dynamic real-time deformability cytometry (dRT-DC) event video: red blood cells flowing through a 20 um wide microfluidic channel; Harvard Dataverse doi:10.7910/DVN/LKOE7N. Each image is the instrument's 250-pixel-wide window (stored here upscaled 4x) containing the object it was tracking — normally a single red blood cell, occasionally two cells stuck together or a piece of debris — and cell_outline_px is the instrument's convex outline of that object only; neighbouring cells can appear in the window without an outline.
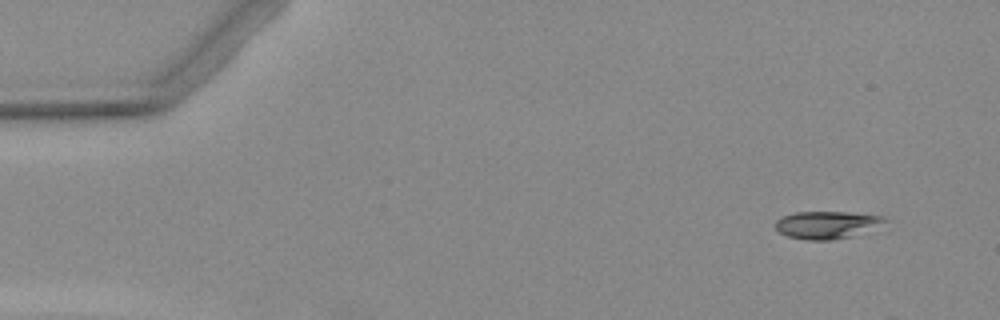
{"species": "Egyptian fruit bat (a non-hibernating species)", "species_latin": "Rousettus aegyptiacus", "temperature_condition": "warm", "stored_images_in_passage": 4, "camera_frame_rate_fps": 3000, "um_per_image_px": 0.085, "animal": {"sex": "female"}, "frame": {"image": 1, "passage_image": 1, "time_ms": 0.0, "image_size_px": [1000, 320], "cell_outline_px": [[888, 220], [852, 236], [832, 240], [808, 240], [788, 236], [780, 232], [776, 228], [776, 220], [784, 216], [796, 212], [848, 212], [884, 216]], "centroid_in_image_um": [70.24, 19.1], "position_along_channel_um": 14.8, "area_um2": 17.11}}